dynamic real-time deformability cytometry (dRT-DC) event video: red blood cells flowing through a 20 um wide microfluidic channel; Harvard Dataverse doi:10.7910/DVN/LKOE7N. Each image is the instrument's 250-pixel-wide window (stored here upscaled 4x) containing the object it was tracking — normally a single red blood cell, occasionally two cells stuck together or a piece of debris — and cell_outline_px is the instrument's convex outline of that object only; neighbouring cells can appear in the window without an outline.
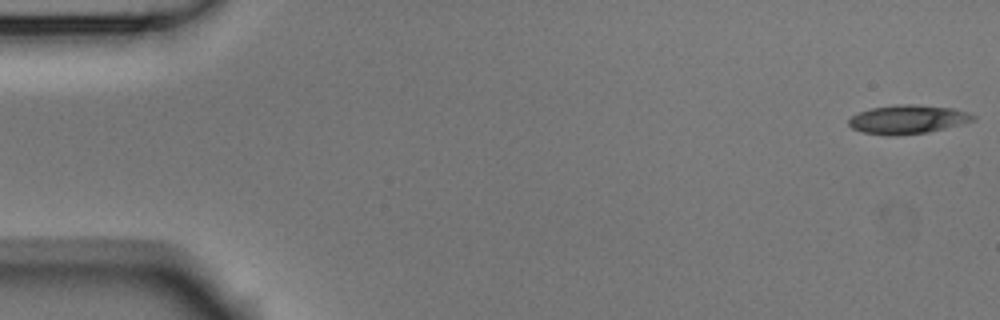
{"species": "Egyptian fruit bat (a non-hibernating species)", "species_latin": "Rousettus aegyptiacus", "temperature_condition": "room temperature", "stored_images_in_passage": 11, "camera_frame_rate_fps": 3000, "um_per_image_px": 0.085, "animal": {"sex": "male"}, "frame": {"image": 1, "passage_image": 1, "time_ms": 0.0, "image_size_px": [1000, 320], "cell_outline_px": [[976, 120], [928, 132], [896, 136], [888, 136], [864, 132], [852, 128], [848, 124], [848, 120], [852, 116], [860, 112], [872, 108], [896, 104], [916, 104], [952, 108], [968, 112], [976, 116]], "centroid_in_image_um": [77.16, 10.15], "position_along_channel_um": 7.8, "area_um2": 20.87}}